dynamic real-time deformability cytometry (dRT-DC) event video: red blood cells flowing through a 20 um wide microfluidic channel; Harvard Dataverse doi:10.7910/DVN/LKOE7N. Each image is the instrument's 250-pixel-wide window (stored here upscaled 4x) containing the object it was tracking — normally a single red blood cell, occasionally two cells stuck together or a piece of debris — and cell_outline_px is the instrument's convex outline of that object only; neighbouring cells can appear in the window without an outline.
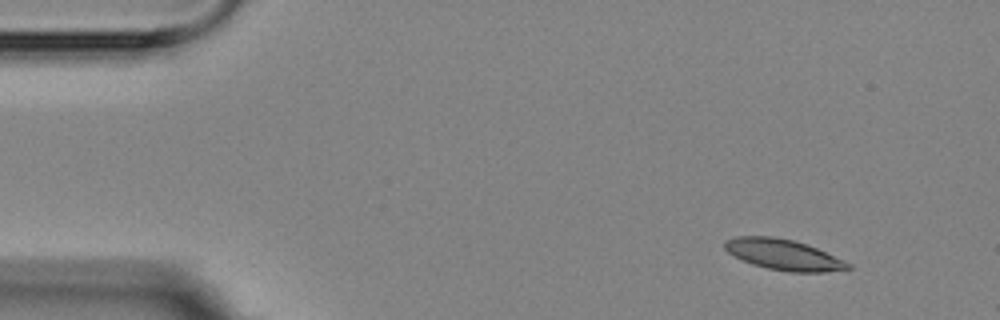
{"species": "Egyptian fruit bat (a non-hibernating species)", "species_latin": "Rousettus aegyptiacus", "temperature_condition": "room temperature", "stored_images_in_passage": 2, "camera_frame_rate_fps": 3000, "um_per_image_px": 0.085, "animal": {"sex": "female"}, "frame": {"image": 1, "passage_image": 1, "time_ms": 0.0, "image_size_px": [1000, 320], "cell_outline_px": [[852, 268], [824, 272], [788, 272], [768, 268], [752, 264], [728, 252], [724, 248], [724, 240], [736, 236], [772, 236], [792, 240], [816, 248], [844, 260], [852, 264]], "centroid_in_image_um": [66.59, 21.64], "position_along_channel_um": 18.4, "area_um2": 21.85}}